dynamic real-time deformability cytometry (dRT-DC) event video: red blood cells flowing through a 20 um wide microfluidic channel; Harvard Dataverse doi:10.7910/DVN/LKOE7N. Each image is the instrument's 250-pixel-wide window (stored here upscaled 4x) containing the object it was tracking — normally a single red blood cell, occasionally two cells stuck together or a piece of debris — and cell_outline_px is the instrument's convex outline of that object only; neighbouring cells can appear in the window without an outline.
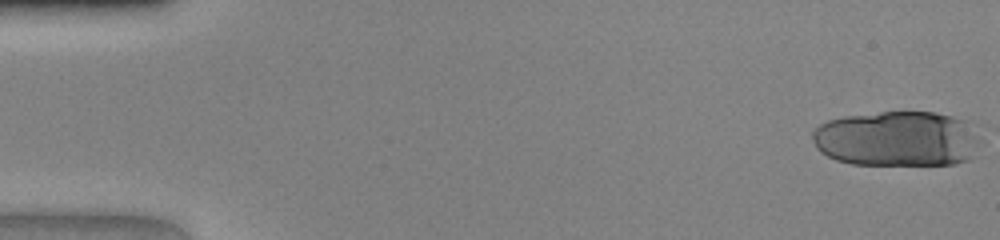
{"species": "human", "species_latin": "Homo sapiens", "temperature_condition": "warm", "stored_images_in_passage": 20, "camera_frame_rate_fps": 3000, "um_per_image_px": 0.085, "donor": {"sex": "female"}, "frame": {"image": 1, "passage_image": 1, "time_ms": 0.0, "image_size_px": [1000, 240], "cell_outline_px": [[984, 144], [972, 160], [956, 164], [852, 164], [836, 160], [820, 152], [816, 148], [812, 140], [812, 132], [820, 124], [828, 120], [844, 116], [880, 112], [936, 112], [968, 120], [976, 124], [984, 140]], "centroid_in_image_um": [76.41, 11.79], "position_along_channel_um": 8.6, "area_um2": 55.83}}
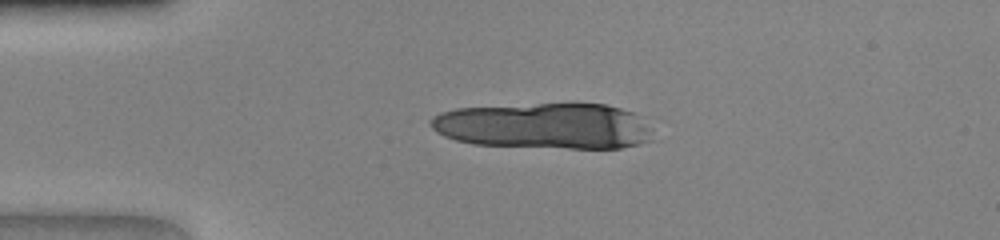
{"frame": {"image": 2, "passage_image": 11, "time_ms": 3.333, "image_size_px": [1000, 240], "cell_outline_px": [[652, 140], [640, 144], [620, 148], [568, 148], [472, 144], [456, 140], [444, 136], [436, 132], [428, 124], [428, 120], [432, 116], [440, 112], [456, 108], [540, 104], [608, 104], [636, 112], [648, 128]], "centroid_in_image_um": [46.23, 10.7], "position_along_channel_um": 38.8, "area_um2": 59.53}}